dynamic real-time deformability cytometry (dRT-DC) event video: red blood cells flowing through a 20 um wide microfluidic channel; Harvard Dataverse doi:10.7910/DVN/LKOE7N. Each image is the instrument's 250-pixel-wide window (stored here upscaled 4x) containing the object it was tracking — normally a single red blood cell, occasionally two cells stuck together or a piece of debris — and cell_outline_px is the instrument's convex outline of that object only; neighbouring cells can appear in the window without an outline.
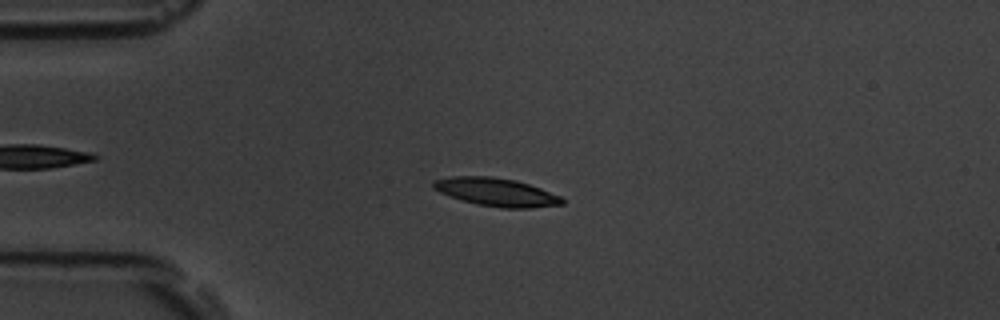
{"species": "common noctule bat (a hibernating species)", "species_latin": "Nyctalus noctula", "temperature_condition": "room temperature", "stored_images_in_passage": 56, "camera_frame_rate_fps": 3000, "um_per_image_px": 0.085, "animal": {"sex": "male", "body_mass_g": 19.5, "forearm_length_mm": 54.6}, "frame": {"image": 1, "passage_image": 14, "time_ms": 4.333, "image_size_px": [1000, 320], "cell_outline_px": [[564, 204], [532, 208], [500, 208], [476, 204], [460, 200], [440, 192], [432, 188], [432, 180], [452, 176], [488, 176], [516, 180], [540, 188], [560, 196], [564, 200]], "centroid_in_image_um": [42.16, 16.33], "position_along_channel_um": 42.8, "area_um2": 21.21}}
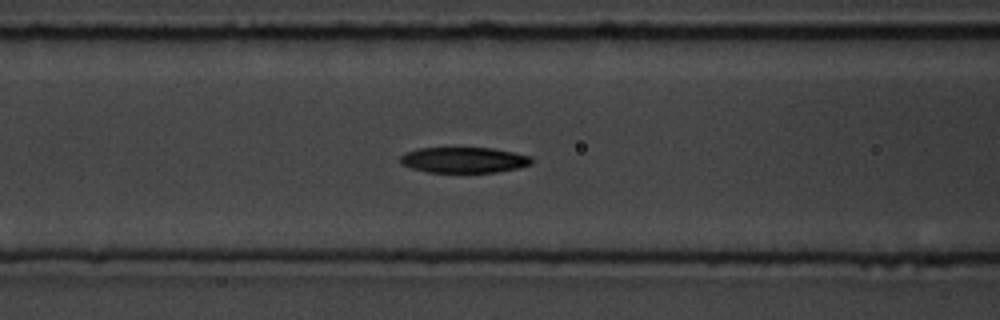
{"frame": {"image": 2, "passage_image": 23, "time_ms": 7.333, "image_size_px": [1000, 320], "cell_outline_px": [[532, 164], [520, 168], [496, 172], [428, 172], [412, 168], [400, 164], [400, 156], [404, 152], [416, 148], [492, 148], [532, 156]], "centroid_in_image_um": [39.42, 13.59], "position_along_channel_um": 127.2, "area_um2": 19.77}}
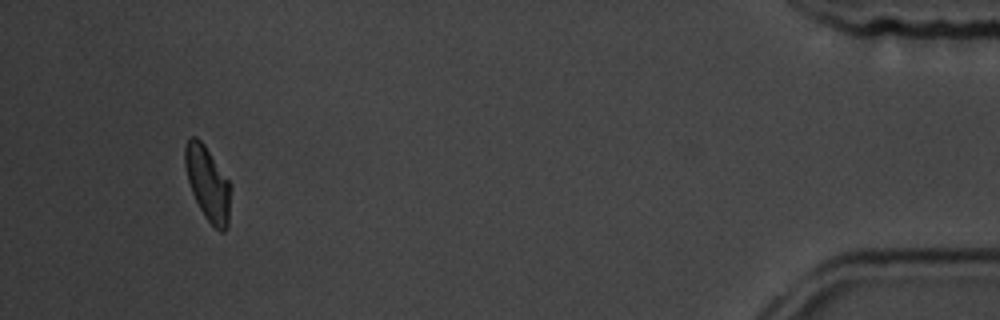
{"frame": {"image": 3, "passage_image": 53, "time_ms": 17.333, "image_size_px": [1000, 320], "cell_outline_px": [[232, 188], [228, 228], [224, 232], [220, 232], [204, 216], [192, 192], [188, 180], [184, 164], [184, 148], [188, 140], [192, 136], [196, 136], [204, 144], [232, 184]], "centroid_in_image_um": [17.69, 15.61], "position_along_channel_um": 417.5, "area_um2": 19.94}, "authors_computed_cell_mechanics": {"area_um2": 20.1722, "velocity_mm_per_s": 3.6298, "shape_relaxation_time_tau1_ms": 2.5721, "shape_relaxation_time_tau2_ms": null, "deformation_change_tau1": 0.1241, "deformation_change_tau2": null}}